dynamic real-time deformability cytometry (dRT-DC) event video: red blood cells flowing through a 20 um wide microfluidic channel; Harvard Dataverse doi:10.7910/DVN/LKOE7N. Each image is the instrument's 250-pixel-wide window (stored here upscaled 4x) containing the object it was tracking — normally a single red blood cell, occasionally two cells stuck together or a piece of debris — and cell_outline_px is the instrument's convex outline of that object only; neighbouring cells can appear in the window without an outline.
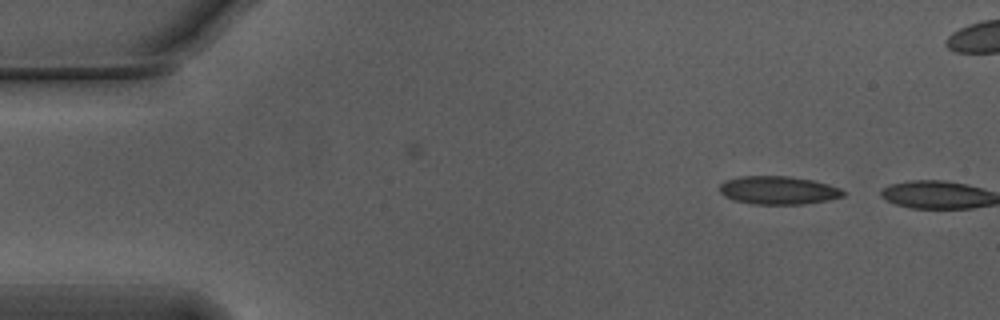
{"species": "Egyptian fruit bat (a non-hibernating species)", "species_latin": "Rousettus aegyptiacus", "temperature_condition": "warm", "stored_images_in_passage": 5, "camera_frame_rate_fps": 3000, "um_per_image_px": 0.085, "animal": {"sex": "male"}, "frame": {"image": 1, "passage_image": 1, "time_ms": 0.0, "image_size_px": [1000, 320], "cell_outline_px": [[848, 192], [844, 196], [828, 200], [800, 204], [752, 204], [732, 200], [724, 196], [720, 192], [720, 184], [724, 180], [740, 176], [788, 176], [812, 180], [828, 184], [840, 188]], "centroid_in_image_um": [66.14, 16.17], "position_along_channel_um": 18.9, "area_um2": 20.46}}